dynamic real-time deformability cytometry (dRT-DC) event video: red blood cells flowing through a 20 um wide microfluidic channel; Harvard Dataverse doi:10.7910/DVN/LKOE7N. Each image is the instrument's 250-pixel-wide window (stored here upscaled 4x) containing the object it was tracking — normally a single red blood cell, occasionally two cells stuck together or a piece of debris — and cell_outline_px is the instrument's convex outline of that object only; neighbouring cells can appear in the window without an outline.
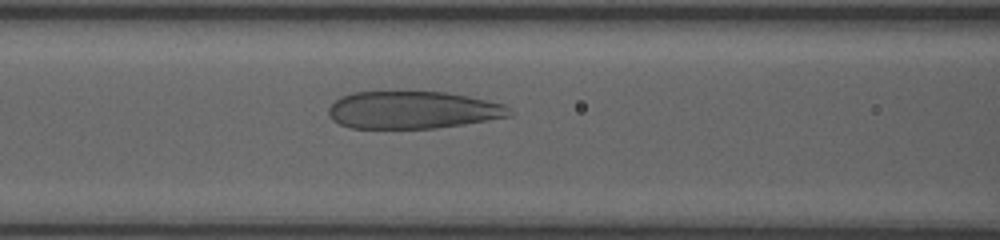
{"species": "human", "species_latin": "Homo sapiens", "temperature_condition": "room temperature", "stored_images_in_passage": 42, "camera_frame_rate_fps": 3000, "um_per_image_px": 0.085, "donor": {"sex": "female"}, "frame": {"image": 1, "passage_image": 6, "time_ms": 2.333, "image_size_px": [1000, 240], "cell_outline_px": [[512, 116], [464, 124], [436, 128], [352, 128], [340, 124], [332, 120], [328, 112], [328, 108], [340, 96], [352, 92], [444, 92], [468, 96], [504, 104], [512, 112]], "centroid_in_image_um": [35.07, 9.35], "position_along_channel_um": 131.5, "area_um2": 39.42}}
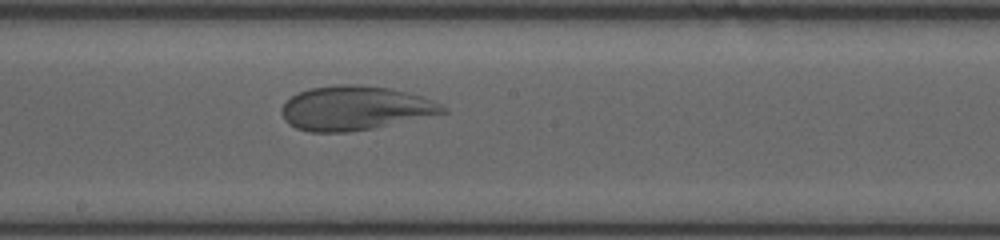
{"frame": {"image": 2, "passage_image": 12, "time_ms": 4.667, "image_size_px": [1000, 240], "cell_outline_px": [[448, 112], [372, 128], [348, 132], [308, 132], [296, 128], [288, 124], [284, 120], [280, 108], [292, 96], [300, 92], [312, 88], [336, 84], [356, 84], [388, 88], [408, 92], [432, 100], [448, 108]], "centroid_in_image_um": [30.15, 9.19], "position_along_channel_um": 218.0, "area_um2": 41.27}}
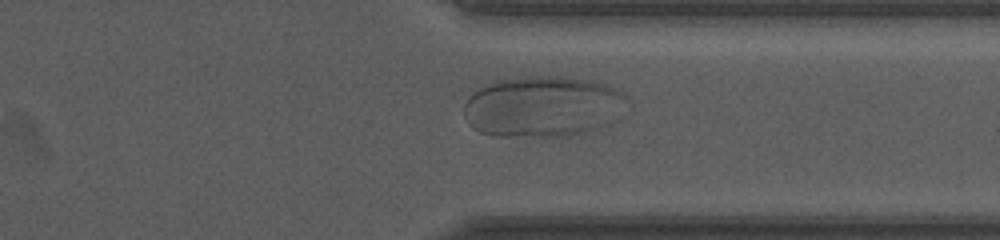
{"frame": {"image": 3, "passage_image": 25, "time_ms": 8.667, "image_size_px": [1000, 240], "cell_outline_px": [[624, 96], [608, 124], [596, 128], [560, 136], [492, 136], [480, 132], [472, 128], [468, 124], [464, 116], [464, 104], [468, 96], [492, 80], [524, 76], [564, 76], [588, 80], [616, 88], [624, 92]], "centroid_in_image_um": [45.97, 9.03], "position_along_channel_um": 365.4, "area_um2": 57.16}}